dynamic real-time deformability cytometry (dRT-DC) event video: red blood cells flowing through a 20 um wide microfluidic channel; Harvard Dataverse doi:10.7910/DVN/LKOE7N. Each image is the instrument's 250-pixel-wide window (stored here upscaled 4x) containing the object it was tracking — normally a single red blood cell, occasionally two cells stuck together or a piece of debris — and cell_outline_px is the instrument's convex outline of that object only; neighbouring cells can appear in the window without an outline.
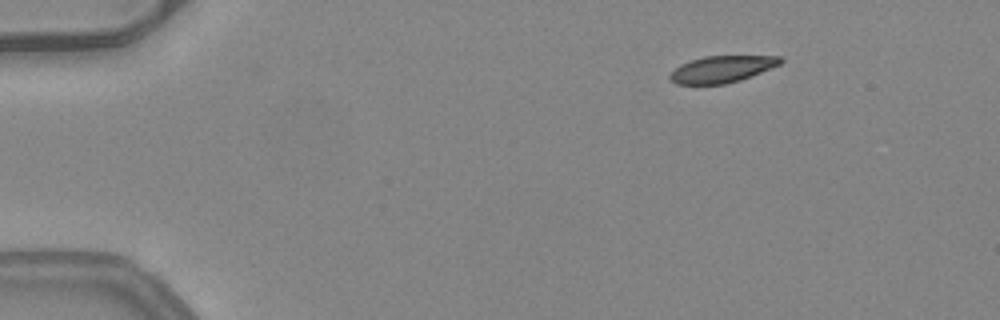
{"species": "common noctule bat (a hibernating species)", "species_latin": "Nyctalus noctula", "temperature_condition": "warm", "stored_images_in_passage": 45, "camera_frame_rate_fps": 3000, "um_per_image_px": 0.085, "animal": {"sex": "female", "body_mass_g": 24.6, "forearm_length_mm": 56.2}, "frame": {"image": 1, "passage_image": 1, "time_ms": 0.0, "image_size_px": [1000, 320], "cell_outline_px": [[784, 60], [780, 64], [740, 80], [724, 84], [676, 84], [668, 76], [680, 64], [688, 60], [704, 56], [780, 56]], "centroid_in_image_um": [61.34, 5.87], "position_along_channel_um": 23.7, "area_um2": 17.05}}
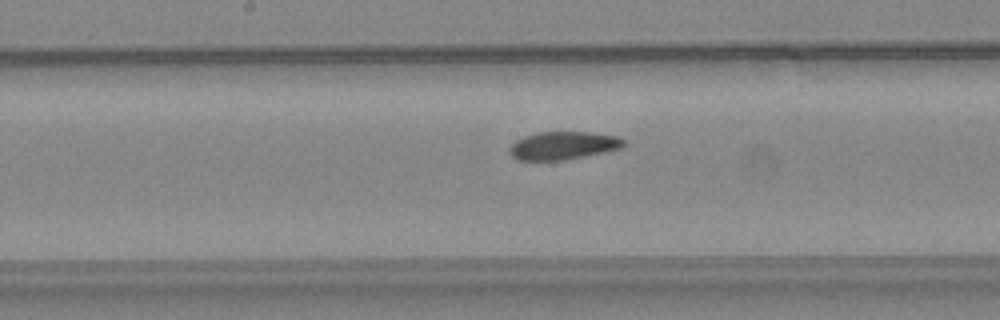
{"frame": {"image": 2, "passage_image": 21, "time_ms": 6.667, "image_size_px": [1000, 320], "cell_outline_px": [[628, 144], [624, 148], [608, 152], [564, 160], [516, 160], [508, 152], [508, 148], [516, 140], [524, 136], [540, 132], [592, 132], [616, 136], [628, 140]], "centroid_in_image_um": [47.94, 12.37], "position_along_channel_um": 200.3, "area_um2": 19.07}}
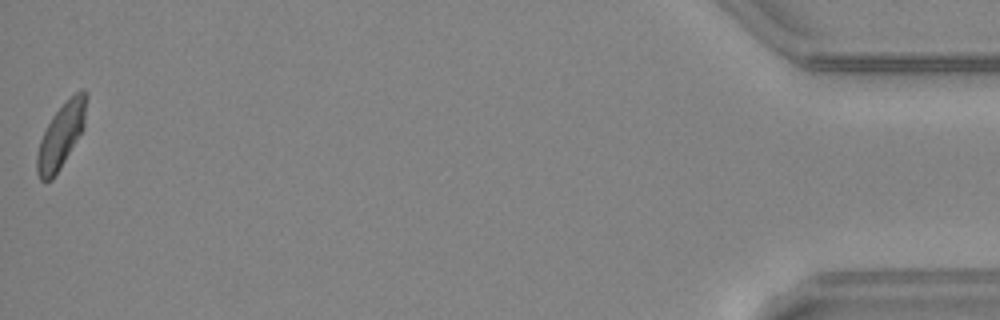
{"frame": {"image": 3, "passage_image": 45, "time_ms": 14.667, "image_size_px": [1000, 320], "cell_outline_px": [[88, 96], [84, 128], [60, 168], [52, 180], [40, 180], [36, 172], [36, 156], [40, 140], [52, 116], [80, 88], [84, 88], [88, 92]], "centroid_in_image_um": [5.21, 11.51], "position_along_channel_um": 430.0, "area_um2": 18.5}, "authors_computed_cell_mechanics": {"area_um2": 19.1318, "velocity_mm_per_s": 4.0438, "shape_relaxation_time_tau1_ms": 5.5726, "shape_relaxation_time_tau2_ms": 2.7853, "deformation_change_tau1": 0.1523, "deformation_change_tau2": 0.0896}}